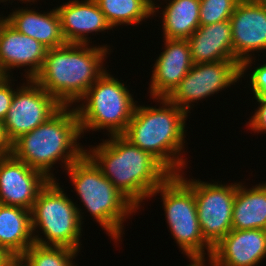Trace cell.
I'll return each instance as SVG.
<instances>
[{
  "label": "cell",
  "instance_id": "cell-1",
  "mask_svg": "<svg viewBox=\"0 0 266 266\" xmlns=\"http://www.w3.org/2000/svg\"><path fill=\"white\" fill-rule=\"evenodd\" d=\"M108 137L95 147L90 145L85 154L139 210L143 200L150 199L171 173L149 152L132 145L122 135Z\"/></svg>",
  "mask_w": 266,
  "mask_h": 266
},
{
  "label": "cell",
  "instance_id": "cell-2",
  "mask_svg": "<svg viewBox=\"0 0 266 266\" xmlns=\"http://www.w3.org/2000/svg\"><path fill=\"white\" fill-rule=\"evenodd\" d=\"M110 48L107 44L66 43L47 49L43 67L34 80L62 106L73 107L106 71L104 61L113 52Z\"/></svg>",
  "mask_w": 266,
  "mask_h": 266
},
{
  "label": "cell",
  "instance_id": "cell-3",
  "mask_svg": "<svg viewBox=\"0 0 266 266\" xmlns=\"http://www.w3.org/2000/svg\"><path fill=\"white\" fill-rule=\"evenodd\" d=\"M154 100L161 106L136 105L122 136L132 145L149 152L171 174H179L188 166L187 158L183 157V153L186 154L184 143L188 115L167 98Z\"/></svg>",
  "mask_w": 266,
  "mask_h": 266
},
{
  "label": "cell",
  "instance_id": "cell-4",
  "mask_svg": "<svg viewBox=\"0 0 266 266\" xmlns=\"http://www.w3.org/2000/svg\"><path fill=\"white\" fill-rule=\"evenodd\" d=\"M81 137L76 108L62 106L47 121L16 139L11 154L49 180H56L51 168L54 170L57 162L61 161L66 170L85 154V147L79 143Z\"/></svg>",
  "mask_w": 266,
  "mask_h": 266
},
{
  "label": "cell",
  "instance_id": "cell-5",
  "mask_svg": "<svg viewBox=\"0 0 266 266\" xmlns=\"http://www.w3.org/2000/svg\"><path fill=\"white\" fill-rule=\"evenodd\" d=\"M66 173L85 210L87 209L94 221L111 236L112 241L122 242L120 239L124 233L123 223L138 212V209L102 174L86 154L72 163Z\"/></svg>",
  "mask_w": 266,
  "mask_h": 266
},
{
  "label": "cell",
  "instance_id": "cell-6",
  "mask_svg": "<svg viewBox=\"0 0 266 266\" xmlns=\"http://www.w3.org/2000/svg\"><path fill=\"white\" fill-rule=\"evenodd\" d=\"M57 181L49 180L31 210L34 243L63 246L81 252L84 212H80L81 207L78 208ZM38 232H42L45 238Z\"/></svg>",
  "mask_w": 266,
  "mask_h": 266
},
{
  "label": "cell",
  "instance_id": "cell-7",
  "mask_svg": "<svg viewBox=\"0 0 266 266\" xmlns=\"http://www.w3.org/2000/svg\"><path fill=\"white\" fill-rule=\"evenodd\" d=\"M158 193L163 201L165 219L178 248L190 263H206L211 258L213 247L201 232L192 187L179 174H171L152 192L150 198L156 197ZM206 255L208 259H205Z\"/></svg>",
  "mask_w": 266,
  "mask_h": 266
},
{
  "label": "cell",
  "instance_id": "cell-8",
  "mask_svg": "<svg viewBox=\"0 0 266 266\" xmlns=\"http://www.w3.org/2000/svg\"><path fill=\"white\" fill-rule=\"evenodd\" d=\"M127 87L106 70L88 89L74 106L83 136L91 130H107L108 136L125 132L138 103Z\"/></svg>",
  "mask_w": 266,
  "mask_h": 266
},
{
  "label": "cell",
  "instance_id": "cell-9",
  "mask_svg": "<svg viewBox=\"0 0 266 266\" xmlns=\"http://www.w3.org/2000/svg\"><path fill=\"white\" fill-rule=\"evenodd\" d=\"M184 171L179 175L194 190L197 216L204 239L214 247L232 228V212L236 193L235 183H223L213 180L188 179Z\"/></svg>",
  "mask_w": 266,
  "mask_h": 266
},
{
  "label": "cell",
  "instance_id": "cell-10",
  "mask_svg": "<svg viewBox=\"0 0 266 266\" xmlns=\"http://www.w3.org/2000/svg\"><path fill=\"white\" fill-rule=\"evenodd\" d=\"M240 80L241 63L238 60L193 63L167 99L188 115L195 101L198 103L199 100L218 94Z\"/></svg>",
  "mask_w": 266,
  "mask_h": 266
},
{
  "label": "cell",
  "instance_id": "cell-11",
  "mask_svg": "<svg viewBox=\"0 0 266 266\" xmlns=\"http://www.w3.org/2000/svg\"><path fill=\"white\" fill-rule=\"evenodd\" d=\"M20 86L16 87L11 106L3 121L11 143L47 121L62 107L34 79H26Z\"/></svg>",
  "mask_w": 266,
  "mask_h": 266
},
{
  "label": "cell",
  "instance_id": "cell-12",
  "mask_svg": "<svg viewBox=\"0 0 266 266\" xmlns=\"http://www.w3.org/2000/svg\"><path fill=\"white\" fill-rule=\"evenodd\" d=\"M229 21L234 57L241 63L244 78L255 62L252 53L266 52V9L256 0H240Z\"/></svg>",
  "mask_w": 266,
  "mask_h": 266
},
{
  "label": "cell",
  "instance_id": "cell-13",
  "mask_svg": "<svg viewBox=\"0 0 266 266\" xmlns=\"http://www.w3.org/2000/svg\"><path fill=\"white\" fill-rule=\"evenodd\" d=\"M49 182L40 171L16 159L0 156V204L32 210L39 192Z\"/></svg>",
  "mask_w": 266,
  "mask_h": 266
},
{
  "label": "cell",
  "instance_id": "cell-14",
  "mask_svg": "<svg viewBox=\"0 0 266 266\" xmlns=\"http://www.w3.org/2000/svg\"><path fill=\"white\" fill-rule=\"evenodd\" d=\"M46 52L44 45L21 34L0 17V72L3 77H10L12 69L25 67L24 77L34 79L43 67Z\"/></svg>",
  "mask_w": 266,
  "mask_h": 266
},
{
  "label": "cell",
  "instance_id": "cell-15",
  "mask_svg": "<svg viewBox=\"0 0 266 266\" xmlns=\"http://www.w3.org/2000/svg\"><path fill=\"white\" fill-rule=\"evenodd\" d=\"M149 84L150 98H167L193 66L187 39L164 38Z\"/></svg>",
  "mask_w": 266,
  "mask_h": 266
},
{
  "label": "cell",
  "instance_id": "cell-16",
  "mask_svg": "<svg viewBox=\"0 0 266 266\" xmlns=\"http://www.w3.org/2000/svg\"><path fill=\"white\" fill-rule=\"evenodd\" d=\"M266 258V230L232 229L213 247L210 266H258Z\"/></svg>",
  "mask_w": 266,
  "mask_h": 266
},
{
  "label": "cell",
  "instance_id": "cell-17",
  "mask_svg": "<svg viewBox=\"0 0 266 266\" xmlns=\"http://www.w3.org/2000/svg\"><path fill=\"white\" fill-rule=\"evenodd\" d=\"M56 9L67 43L89 44V33L113 30L95 0H69Z\"/></svg>",
  "mask_w": 266,
  "mask_h": 266
},
{
  "label": "cell",
  "instance_id": "cell-18",
  "mask_svg": "<svg viewBox=\"0 0 266 266\" xmlns=\"http://www.w3.org/2000/svg\"><path fill=\"white\" fill-rule=\"evenodd\" d=\"M21 7L14 10L3 18L21 34L30 36L44 45L47 49L65 45L61 20L56 7L41 13L29 7ZM29 8V9H28Z\"/></svg>",
  "mask_w": 266,
  "mask_h": 266
},
{
  "label": "cell",
  "instance_id": "cell-19",
  "mask_svg": "<svg viewBox=\"0 0 266 266\" xmlns=\"http://www.w3.org/2000/svg\"><path fill=\"white\" fill-rule=\"evenodd\" d=\"M187 41L193 63L237 60L233 53L229 20L200 26Z\"/></svg>",
  "mask_w": 266,
  "mask_h": 266
},
{
  "label": "cell",
  "instance_id": "cell-20",
  "mask_svg": "<svg viewBox=\"0 0 266 266\" xmlns=\"http://www.w3.org/2000/svg\"><path fill=\"white\" fill-rule=\"evenodd\" d=\"M33 243L31 211L0 204V247L8 255H23Z\"/></svg>",
  "mask_w": 266,
  "mask_h": 266
},
{
  "label": "cell",
  "instance_id": "cell-21",
  "mask_svg": "<svg viewBox=\"0 0 266 266\" xmlns=\"http://www.w3.org/2000/svg\"><path fill=\"white\" fill-rule=\"evenodd\" d=\"M236 183L232 212V228L266 230V182L251 188Z\"/></svg>",
  "mask_w": 266,
  "mask_h": 266
},
{
  "label": "cell",
  "instance_id": "cell-22",
  "mask_svg": "<svg viewBox=\"0 0 266 266\" xmlns=\"http://www.w3.org/2000/svg\"><path fill=\"white\" fill-rule=\"evenodd\" d=\"M163 1V38L188 39L200 27V0Z\"/></svg>",
  "mask_w": 266,
  "mask_h": 266
},
{
  "label": "cell",
  "instance_id": "cell-23",
  "mask_svg": "<svg viewBox=\"0 0 266 266\" xmlns=\"http://www.w3.org/2000/svg\"><path fill=\"white\" fill-rule=\"evenodd\" d=\"M105 15L108 23L113 27L123 24L139 25L153 15L151 0H95Z\"/></svg>",
  "mask_w": 266,
  "mask_h": 266
},
{
  "label": "cell",
  "instance_id": "cell-24",
  "mask_svg": "<svg viewBox=\"0 0 266 266\" xmlns=\"http://www.w3.org/2000/svg\"><path fill=\"white\" fill-rule=\"evenodd\" d=\"M79 252L63 246H43L33 243L23 254L28 266H77Z\"/></svg>",
  "mask_w": 266,
  "mask_h": 266
},
{
  "label": "cell",
  "instance_id": "cell-25",
  "mask_svg": "<svg viewBox=\"0 0 266 266\" xmlns=\"http://www.w3.org/2000/svg\"><path fill=\"white\" fill-rule=\"evenodd\" d=\"M240 0H200V26L229 20Z\"/></svg>",
  "mask_w": 266,
  "mask_h": 266
},
{
  "label": "cell",
  "instance_id": "cell-26",
  "mask_svg": "<svg viewBox=\"0 0 266 266\" xmlns=\"http://www.w3.org/2000/svg\"><path fill=\"white\" fill-rule=\"evenodd\" d=\"M12 78L13 77L11 76L2 77L0 79V121H4L6 118L12 103L14 92L16 91V89L13 88L14 85H12V82L15 80H12Z\"/></svg>",
  "mask_w": 266,
  "mask_h": 266
},
{
  "label": "cell",
  "instance_id": "cell-27",
  "mask_svg": "<svg viewBox=\"0 0 266 266\" xmlns=\"http://www.w3.org/2000/svg\"><path fill=\"white\" fill-rule=\"evenodd\" d=\"M250 73V89L254 95L253 98L266 99V63L257 65Z\"/></svg>",
  "mask_w": 266,
  "mask_h": 266
},
{
  "label": "cell",
  "instance_id": "cell-28",
  "mask_svg": "<svg viewBox=\"0 0 266 266\" xmlns=\"http://www.w3.org/2000/svg\"><path fill=\"white\" fill-rule=\"evenodd\" d=\"M255 100L258 102L259 106L248 121V130L254 133H266V99L255 98Z\"/></svg>",
  "mask_w": 266,
  "mask_h": 266
},
{
  "label": "cell",
  "instance_id": "cell-29",
  "mask_svg": "<svg viewBox=\"0 0 266 266\" xmlns=\"http://www.w3.org/2000/svg\"><path fill=\"white\" fill-rule=\"evenodd\" d=\"M12 143L7 137L3 121H0V156L10 155Z\"/></svg>",
  "mask_w": 266,
  "mask_h": 266
},
{
  "label": "cell",
  "instance_id": "cell-30",
  "mask_svg": "<svg viewBox=\"0 0 266 266\" xmlns=\"http://www.w3.org/2000/svg\"><path fill=\"white\" fill-rule=\"evenodd\" d=\"M0 266H28L23 255H10Z\"/></svg>",
  "mask_w": 266,
  "mask_h": 266
},
{
  "label": "cell",
  "instance_id": "cell-31",
  "mask_svg": "<svg viewBox=\"0 0 266 266\" xmlns=\"http://www.w3.org/2000/svg\"><path fill=\"white\" fill-rule=\"evenodd\" d=\"M8 255L1 247H0V265L7 259Z\"/></svg>",
  "mask_w": 266,
  "mask_h": 266
},
{
  "label": "cell",
  "instance_id": "cell-32",
  "mask_svg": "<svg viewBox=\"0 0 266 266\" xmlns=\"http://www.w3.org/2000/svg\"><path fill=\"white\" fill-rule=\"evenodd\" d=\"M153 2V15L156 16V13L158 12V14L160 13L159 12V9L161 8V4H157L155 0H151ZM160 5V6H159Z\"/></svg>",
  "mask_w": 266,
  "mask_h": 266
},
{
  "label": "cell",
  "instance_id": "cell-33",
  "mask_svg": "<svg viewBox=\"0 0 266 266\" xmlns=\"http://www.w3.org/2000/svg\"><path fill=\"white\" fill-rule=\"evenodd\" d=\"M7 1H9L10 2V0H0V3H4V2H7ZM12 1V0H11ZM18 1H23L22 3H29V4H31L30 2H32V3H35V2H37L36 0H18Z\"/></svg>",
  "mask_w": 266,
  "mask_h": 266
},
{
  "label": "cell",
  "instance_id": "cell-34",
  "mask_svg": "<svg viewBox=\"0 0 266 266\" xmlns=\"http://www.w3.org/2000/svg\"><path fill=\"white\" fill-rule=\"evenodd\" d=\"M264 9H266V0H256Z\"/></svg>",
  "mask_w": 266,
  "mask_h": 266
},
{
  "label": "cell",
  "instance_id": "cell-35",
  "mask_svg": "<svg viewBox=\"0 0 266 266\" xmlns=\"http://www.w3.org/2000/svg\"><path fill=\"white\" fill-rule=\"evenodd\" d=\"M206 263H190L187 266H206Z\"/></svg>",
  "mask_w": 266,
  "mask_h": 266
}]
</instances>
